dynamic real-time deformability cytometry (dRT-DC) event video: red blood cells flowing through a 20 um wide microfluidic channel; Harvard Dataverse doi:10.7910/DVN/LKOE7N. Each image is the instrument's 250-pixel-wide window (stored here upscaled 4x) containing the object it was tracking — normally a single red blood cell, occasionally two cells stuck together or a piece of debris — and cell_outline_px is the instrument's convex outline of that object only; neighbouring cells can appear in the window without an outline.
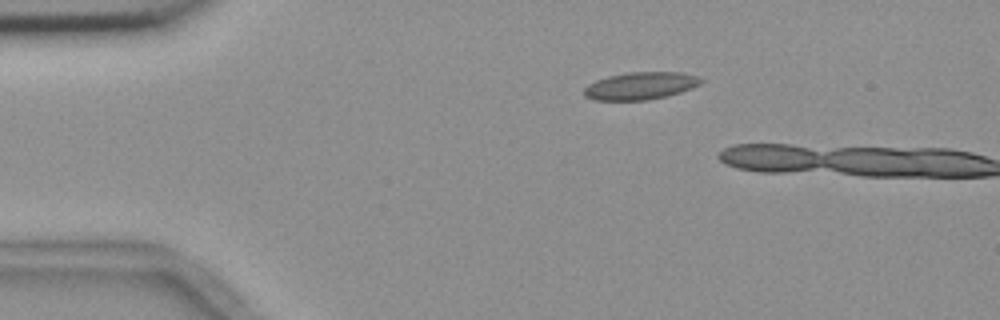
{"species": "common noctule bat (a hibernating species)", "species_latin": "Nyctalus noctula", "temperature_condition": "room temperature", "stored_images_in_passage": 3, "camera_frame_rate_fps": 3000, "um_per_image_px": 0.085, "animal": {"sex": "female", "body_mass_g": 18.4}, "frame": {"image": 1, "passage_image": 2, "time_ms": 0.333, "image_size_px": [1000, 320], "cell_outline_px": [[704, 80], [700, 84], [692, 88], [668, 96], [648, 100], [596, 100], [584, 96], [584, 88], [588, 84], [596, 80], [608, 76], [628, 72], [684, 72], [700, 76]], "centroid_in_image_um": [54.48, 7.29], "position_along_channel_um": 30.5, "area_um2": 18.9}}